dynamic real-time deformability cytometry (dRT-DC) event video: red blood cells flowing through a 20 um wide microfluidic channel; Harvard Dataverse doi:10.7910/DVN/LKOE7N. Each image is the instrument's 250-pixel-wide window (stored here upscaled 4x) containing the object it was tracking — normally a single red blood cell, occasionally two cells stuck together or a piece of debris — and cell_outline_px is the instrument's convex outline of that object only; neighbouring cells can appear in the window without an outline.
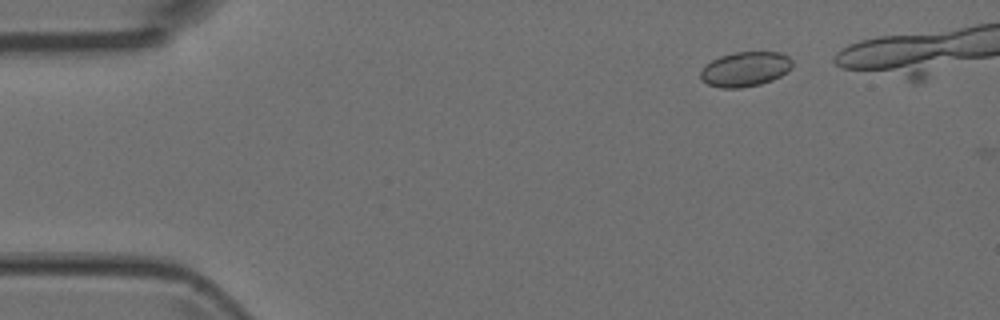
{"species": "Egyptian fruit bat (a non-hibernating species)", "species_latin": "Rousettus aegyptiacus", "temperature_condition": "room temperature", "stored_images_in_passage": 7, "camera_frame_rate_fps": 3000, "um_per_image_px": 0.085, "animal": {"sex": "female"}, "frame": {"image": 1, "passage_image": 2, "time_ms": 0.333, "image_size_px": [1000, 320], "cell_outline_px": [[792, 68], [788, 72], [772, 80], [760, 84], [740, 88], [720, 88], [708, 84], [700, 80], [700, 72], [704, 64], [720, 56], [732, 52], [780, 52], [788, 56], [792, 60]], "centroid_in_image_um": [63.32, 5.87], "position_along_channel_um": 21.7, "area_um2": 18.84}}
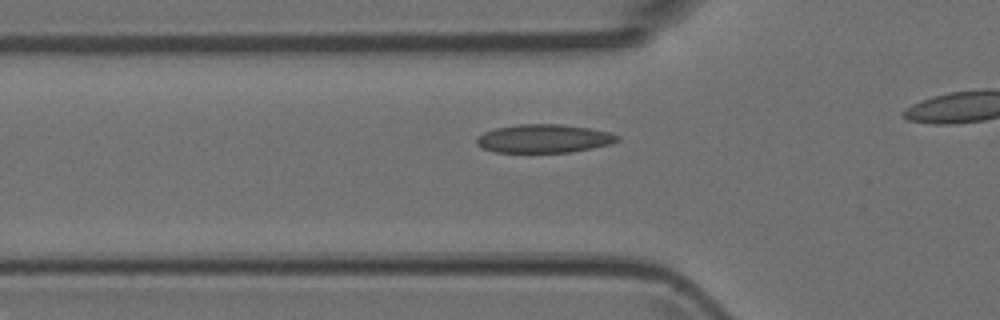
{"frame": {"image": 2, "passage_image": 6, "time_ms": 1.667, "image_size_px": [1000, 320], "cell_outline_px": [[620, 140], [608, 144], [592, 148], [568, 152], [496, 152], [484, 148], [476, 144], [476, 140], [484, 132], [496, 128], [516, 124], [560, 124], [588, 128], [608, 132], [620, 136]], "centroid_in_image_um": [46.23, 11.77], "position_along_channel_um": 79.6, "area_um2": 23.06}}